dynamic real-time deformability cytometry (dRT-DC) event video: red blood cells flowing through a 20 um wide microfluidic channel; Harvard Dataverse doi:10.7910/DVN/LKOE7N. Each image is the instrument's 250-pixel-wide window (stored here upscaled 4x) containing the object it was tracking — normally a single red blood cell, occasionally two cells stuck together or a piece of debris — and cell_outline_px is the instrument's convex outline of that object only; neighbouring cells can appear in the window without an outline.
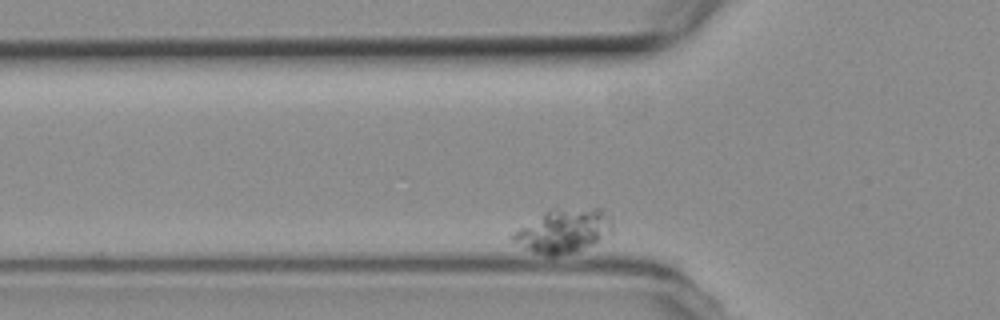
{"species": "common noctule bat (a hibernating species)", "species_latin": "Nyctalus noctula", "temperature_condition": "room temperature", "stored_images_in_passage": 35, "camera_frame_rate_fps": 3000, "um_per_image_px": 0.085, "animal": {"sex": "female", "body_mass_g": 19.3, "forearm_length_mm": 54.1}, "frame": {"image": 1, "passage_image": 2, "time_ms": 0.333, "image_size_px": [1000, 320], "cell_outline_px": [[612, 232], [600, 240], [576, 252], [556, 256], [548, 256], [532, 252], [512, 240], [508, 236], [512, 232], [544, 212], [552, 208], [600, 208], [612, 220]], "centroid_in_image_um": [47.88, 19.62], "position_along_channel_um": 77.9, "area_um2": 25.49}}
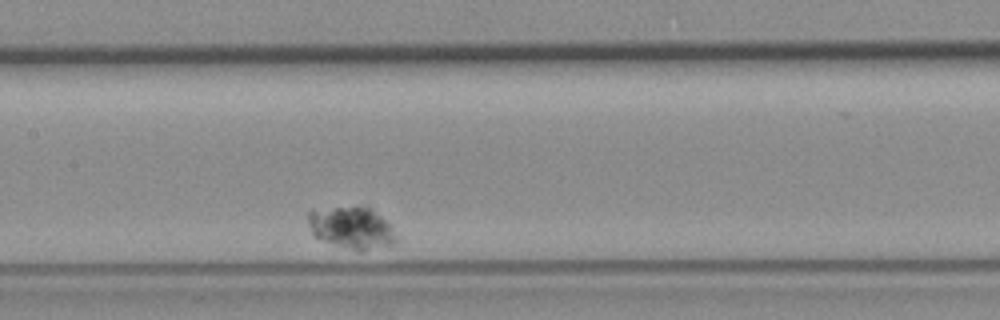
{"frame": {"image": 2, "passage_image": 14, "time_ms": 4.333, "image_size_px": [1000, 320], "cell_outline_px": [[400, 240], [396, 244], [364, 252], [360, 252], [312, 236], [308, 224], [308, 212], [312, 208], [356, 204], [368, 204], [392, 224]], "centroid_in_image_um": [29.95, 19.3], "position_along_channel_um": 177.4, "area_um2": 23.12}}
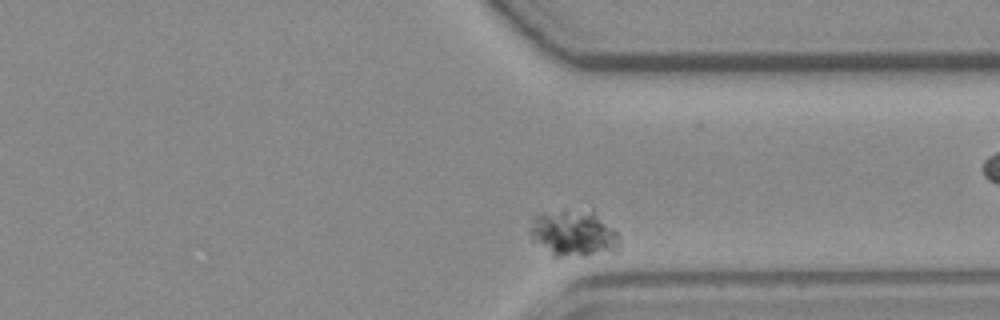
{"frame": {"image": 3, "passage_image": 33, "time_ms": 10.667, "image_size_px": [1000, 320], "cell_outline_px": [[620, 252], [584, 256], [552, 256], [528, 232], [528, 228], [532, 216], [540, 212], [564, 208], [592, 208], [620, 236]], "centroid_in_image_um": [48.78, 19.78], "position_along_channel_um": 362.6, "area_um2": 25.37}}